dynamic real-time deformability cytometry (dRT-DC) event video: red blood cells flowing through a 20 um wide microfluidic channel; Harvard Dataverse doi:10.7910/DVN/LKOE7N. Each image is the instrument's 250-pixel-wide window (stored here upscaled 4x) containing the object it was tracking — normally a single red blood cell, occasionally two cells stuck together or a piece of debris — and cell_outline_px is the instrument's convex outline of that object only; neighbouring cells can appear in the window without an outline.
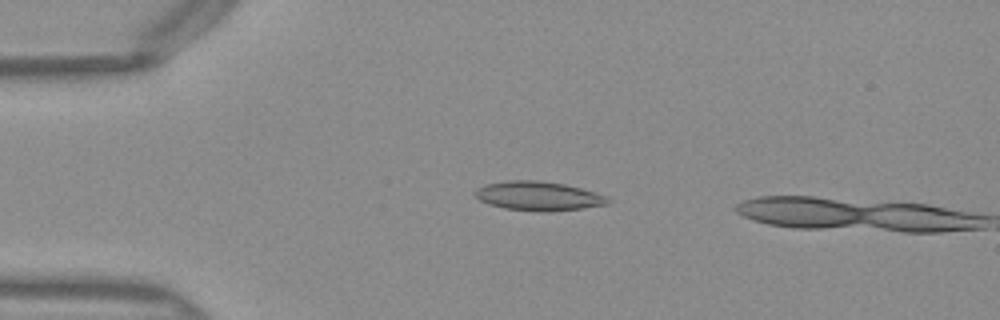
{"species": "Egyptian fruit bat (a non-hibernating species)", "species_latin": "Rousettus aegyptiacus", "temperature_condition": "warm", "stored_images_in_passage": 46, "camera_frame_rate_fps": 3000, "um_per_image_px": 0.085, "frame": {"image": 1, "passage_image": 12, "time_ms": 3.667, "image_size_px": [1000, 320], "cell_outline_px": [[612, 200], [608, 204], [584, 208], [552, 212], [540, 212], [504, 208], [488, 204], [480, 200], [472, 192], [476, 188], [488, 184], [508, 180], [536, 180], [564, 184], [596, 192], [608, 196]], "centroid_in_image_um": [45.79, 16.67], "position_along_channel_um": 39.2, "area_um2": 22.77}}
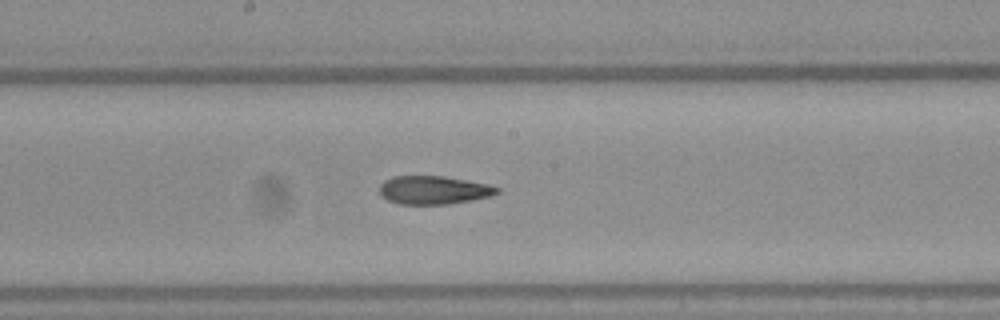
{"frame": {"image": 2, "passage_image": 27, "time_ms": 8.667, "image_size_px": [1000, 320], "cell_outline_px": [[500, 192], [488, 196], [472, 200], [448, 204], [400, 204], [388, 200], [380, 196], [380, 184], [384, 180], [392, 176], [444, 176], [488, 184], [500, 188]], "centroid_in_image_um": [36.83, 16.15], "position_along_channel_um": 211.4, "area_um2": 19.42}}
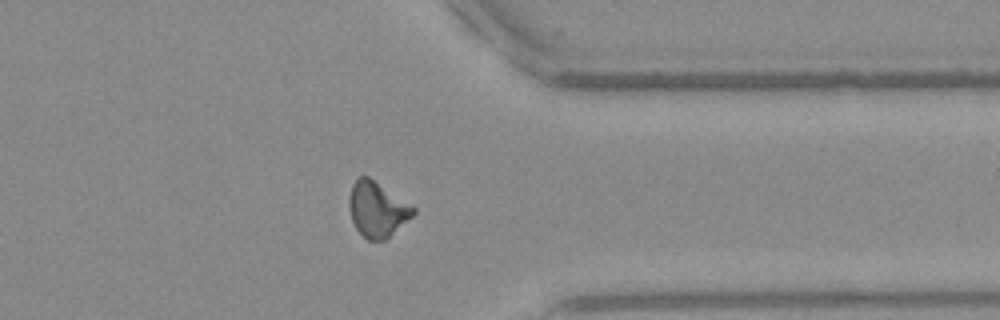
{"frame": {"image": 3, "passage_image": 40, "time_ms": 13.0, "image_size_px": [1000, 320], "cell_outline_px": [[416, 212], [412, 216], [384, 240], [368, 240], [356, 228], [352, 220], [348, 208], [348, 196], [352, 184], [360, 176], [368, 176], [416, 208]], "centroid_in_image_um": [32.03, 17.78], "position_along_channel_um": 379.4, "area_um2": 20.35}, "authors_computed_cell_mechanics": {"area_um2": 20.6635, "velocity_mm_per_s": 4.0403, "shape_relaxation_time_tau1_ms": 9.195, "shape_relaxation_time_tau2_ms": 2.8054, "deformation_change_tau1": 0.2403, "deformation_change_tau2": 0.115}}